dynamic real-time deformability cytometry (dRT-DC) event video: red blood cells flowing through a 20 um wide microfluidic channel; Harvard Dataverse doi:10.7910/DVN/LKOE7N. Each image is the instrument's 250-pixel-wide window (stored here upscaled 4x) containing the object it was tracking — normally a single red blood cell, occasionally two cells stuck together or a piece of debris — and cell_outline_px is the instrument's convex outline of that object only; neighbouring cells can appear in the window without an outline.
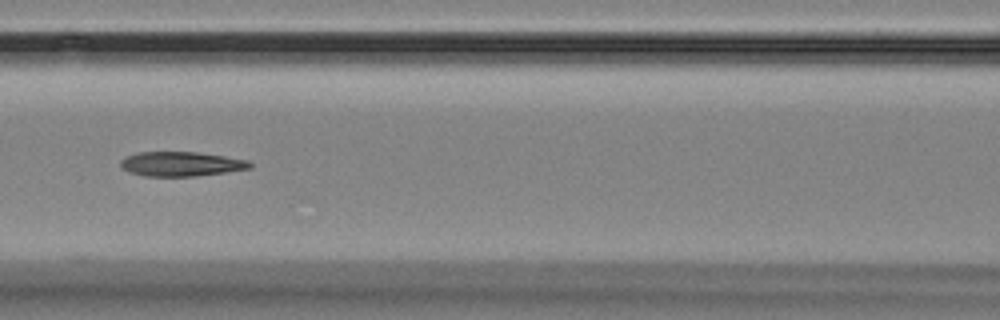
{"species": "Egyptian fruit bat (a non-hibernating species)", "species_latin": "Rousettus aegyptiacus", "temperature_condition": "room temperature", "stored_images_in_passage": 10, "camera_frame_rate_fps": 3000, "um_per_image_px": 0.085, "animal": {"sex": "female"}, "frame": {"image": 1, "passage_image": 7, "time_ms": 7.333, "image_size_px": [1000, 320], "cell_outline_px": [[252, 168], [196, 176], [144, 176], [132, 172], [124, 168], [120, 164], [120, 160], [136, 152], [196, 152], [224, 156], [248, 160], [252, 164]], "centroid_in_image_um": [15.42, 13.93], "position_along_channel_um": 151.2, "area_um2": 18.26}}
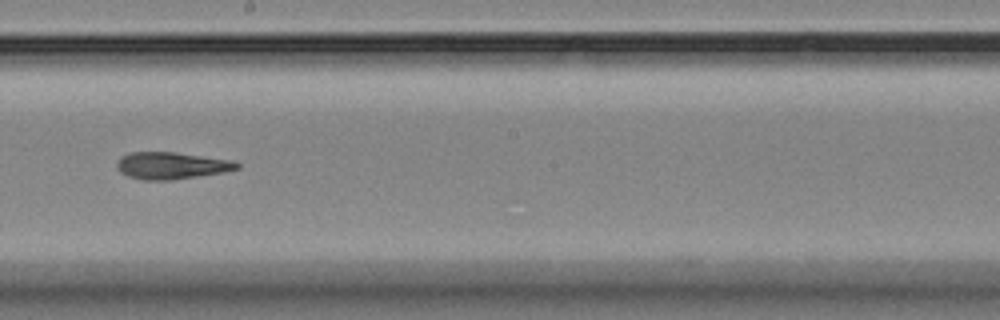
{"frame": {"image": 2, "passage_image": 9, "time_ms": 9.667, "image_size_px": [1000, 320], "cell_outline_px": [[240, 168], [224, 172], [168, 180], [144, 180], [128, 176], [120, 172], [116, 168], [116, 164], [120, 156], [132, 152], [176, 152], [232, 160], [240, 164]], "centroid_in_image_um": [14.55, 14.06], "position_along_channel_um": 233.6, "area_um2": 18.84}}
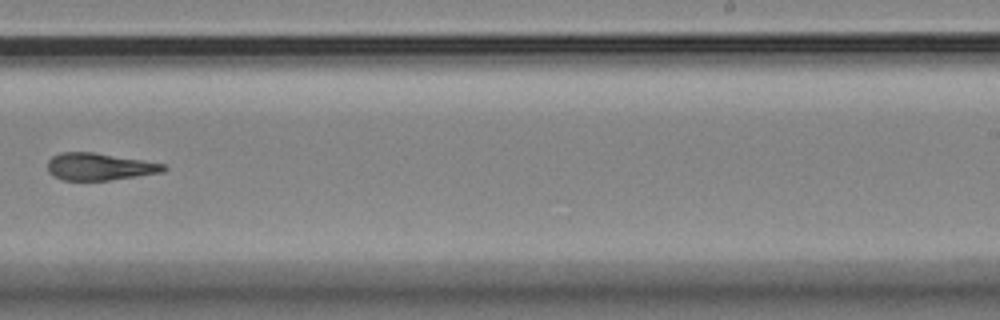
{"frame": {"image": 3, "passage_image": 10, "time_ms": 11.0, "image_size_px": [1000, 320], "cell_outline_px": [[168, 168], [160, 172], [136, 176], [108, 180], [64, 180], [48, 172], [48, 160], [52, 156], [60, 152], [92, 152], [164, 164]], "centroid_in_image_um": [8.4, 14.16], "position_along_channel_um": 280.6, "area_um2": 17.98}}